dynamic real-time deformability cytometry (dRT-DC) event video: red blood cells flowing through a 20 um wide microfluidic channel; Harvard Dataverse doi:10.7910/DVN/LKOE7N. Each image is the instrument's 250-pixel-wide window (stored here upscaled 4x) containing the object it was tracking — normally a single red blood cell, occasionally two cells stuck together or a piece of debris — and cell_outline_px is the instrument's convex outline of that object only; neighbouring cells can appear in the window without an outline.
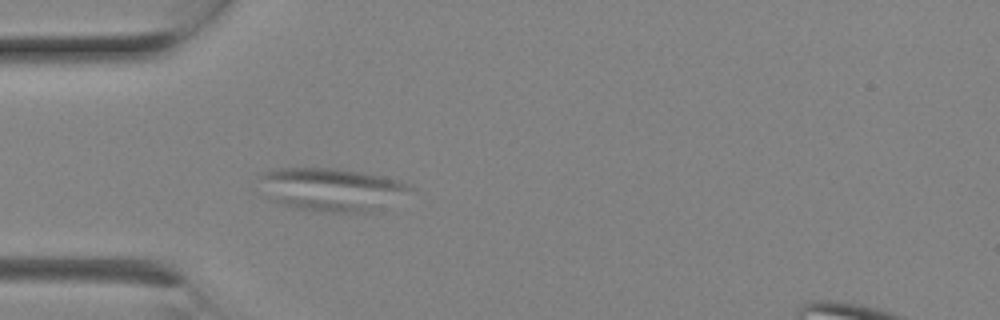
{"species": "Egyptian fruit bat (a non-hibernating species)", "species_latin": "Rousettus aegyptiacus", "temperature_condition": "room temperature", "stored_images_in_passage": 3, "camera_frame_rate_fps": 3000, "um_per_image_px": 0.085, "animal": {"sex": "female"}, "frame": {"image": 1, "passage_image": 3, "time_ms": 0.667, "image_size_px": [1000, 320], "cell_outline_px": [[416, 188], [372, 212], [320, 212], [296, 208], [272, 200], [260, 176], [264, 172], [280, 168], [336, 168], [380, 176], [400, 180]], "centroid_in_image_um": [28.24, 16.1], "position_along_channel_um": 56.8, "area_um2": 36.99}}